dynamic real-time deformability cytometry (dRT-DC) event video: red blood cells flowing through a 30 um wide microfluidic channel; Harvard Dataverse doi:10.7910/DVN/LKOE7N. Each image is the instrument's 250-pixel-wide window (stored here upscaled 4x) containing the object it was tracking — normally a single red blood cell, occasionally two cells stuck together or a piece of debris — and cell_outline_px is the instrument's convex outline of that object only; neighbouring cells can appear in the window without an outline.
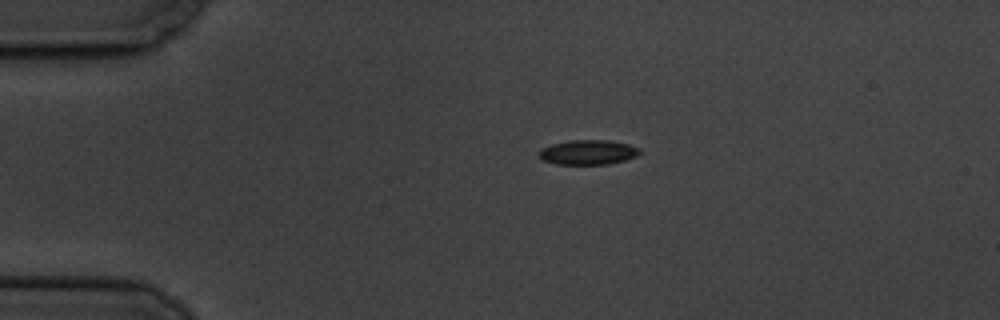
{"species": "common noctule bat (a hibernating species)", "species_latin": "Nyctalus noctula", "temperature_condition": "cold", "stored_images_in_passage": 5, "camera_frame_rate_fps": 3000, "um_per_image_px": 0.085, "animal": {"sex": "male", "body_mass_g": 19.5, "forearm_length_mm": 54.6}, "frame": {"image": 1, "passage_image": 1, "time_ms": 0.0, "image_size_px": [1000, 320], "cell_outline_px": [[640, 152], [636, 156], [624, 160], [608, 164], [556, 164], [544, 160], [536, 156], [540, 148], [552, 144], [568, 140], [608, 140], [628, 144], [640, 148]], "centroid_in_image_um": [49.94, 12.94], "position_along_channel_um": 35.1, "area_um2": 14.57}}
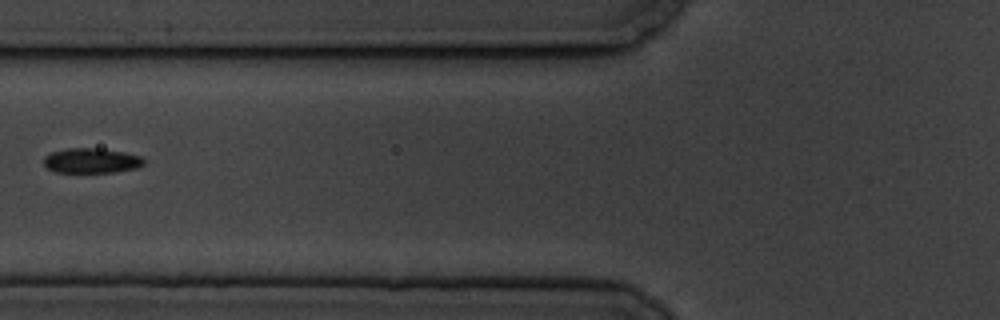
{"frame": {"image": 2, "passage_image": 4, "time_ms": 3.667, "image_size_px": [1000, 320], "cell_outline_px": [[144, 164], [136, 168], [116, 172], [56, 172], [48, 168], [44, 164], [44, 156], [52, 152], [68, 148], [96, 148], [124, 152], [140, 156], [144, 160]], "centroid_in_image_um": [7.77, 13.65], "position_along_channel_um": 118.0, "area_um2": 14.45}}
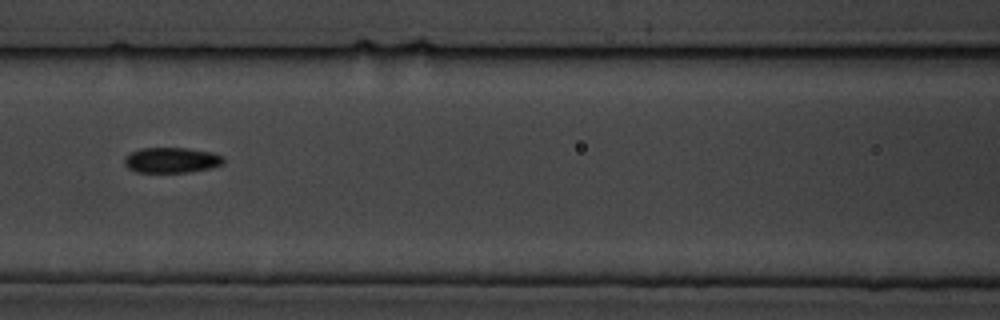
{"frame": {"image": 3, "passage_image": 5, "time_ms": 4.667, "image_size_px": [1000, 320], "cell_outline_px": [[224, 164], [212, 168], [188, 172], [136, 172], [128, 168], [124, 164], [124, 156], [140, 148], [188, 148], [212, 152], [224, 156]], "centroid_in_image_um": [14.6, 13.61], "position_along_channel_um": 152.0, "area_um2": 14.85}}